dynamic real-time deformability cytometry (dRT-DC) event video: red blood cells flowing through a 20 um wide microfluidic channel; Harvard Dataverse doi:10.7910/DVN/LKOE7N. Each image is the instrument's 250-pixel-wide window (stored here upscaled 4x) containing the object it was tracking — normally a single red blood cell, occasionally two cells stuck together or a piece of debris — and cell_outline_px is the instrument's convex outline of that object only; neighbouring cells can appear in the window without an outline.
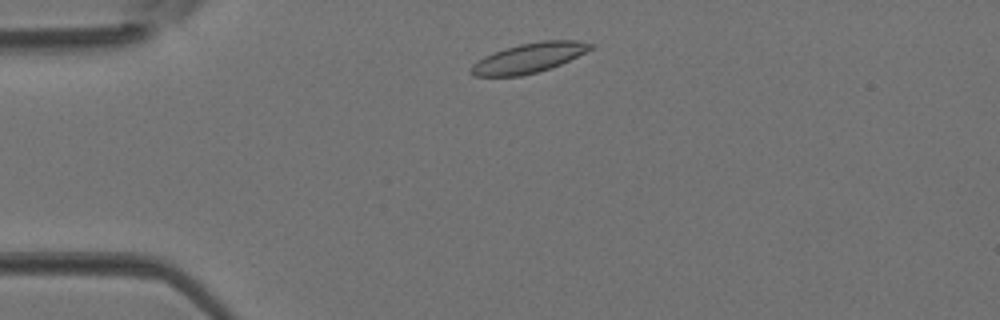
{"species": "Egyptian fruit bat (a non-hibernating species)", "species_latin": "Rousettus aegyptiacus", "temperature_condition": "room temperature", "stored_images_in_passage": 2, "camera_frame_rate_fps": 3000, "um_per_image_px": 0.085, "animal": {"sex": "female"}, "frame": {"image": 1, "passage_image": 1, "time_ms": 0.0, "image_size_px": [1000, 320], "cell_outline_px": [[596, 44], [592, 48], [552, 68], [520, 76], [476, 76], [468, 68], [472, 64], [484, 56], [520, 44], [544, 40], [576, 40]], "centroid_in_image_um": [44.96, 4.92], "position_along_channel_um": 40.0, "area_um2": 20.35}}